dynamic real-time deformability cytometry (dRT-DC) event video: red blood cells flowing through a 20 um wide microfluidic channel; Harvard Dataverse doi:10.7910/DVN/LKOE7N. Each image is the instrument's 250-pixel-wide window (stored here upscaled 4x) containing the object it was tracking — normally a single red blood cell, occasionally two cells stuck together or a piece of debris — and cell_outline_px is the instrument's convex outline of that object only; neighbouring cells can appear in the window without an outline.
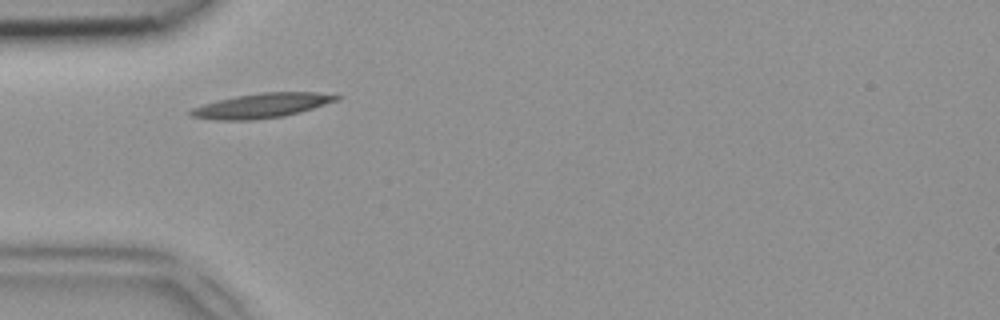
{"species": "common noctule bat (a hibernating species)", "species_latin": "Nyctalus noctula", "temperature_condition": "room temperature", "stored_images_in_passage": 39, "camera_frame_rate_fps": 3000, "um_per_image_px": 0.085, "animal": {"sex": "female", "body_mass_g": 18.4}, "frame": {"image": 1, "passage_image": 6, "time_ms": 1.667, "image_size_px": [1000, 320], "cell_outline_px": [[340, 100], [300, 112], [284, 116], [252, 120], [212, 120], [192, 116], [188, 112], [192, 108], [216, 100], [236, 96], [260, 92], [316, 92], [340, 96]], "centroid_in_image_um": [22.25, 8.98], "position_along_channel_um": 62.8, "area_um2": 20.92}}
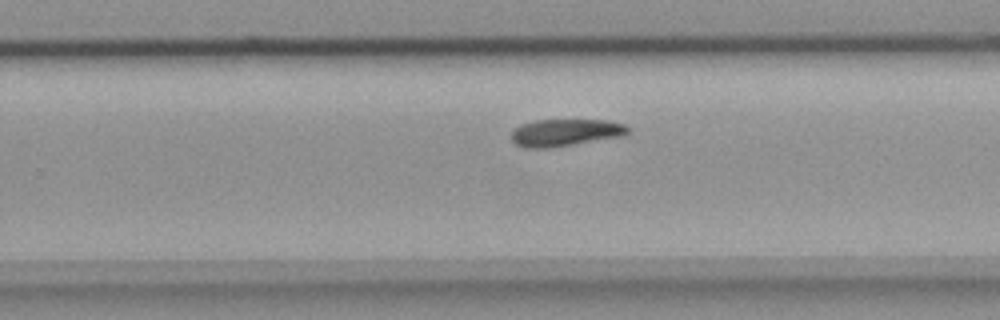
{"frame": {"image": 2, "passage_image": 22, "time_ms": 7.0, "image_size_px": [1000, 320], "cell_outline_px": [[628, 132], [624, 136], [552, 148], [524, 148], [516, 144], [512, 140], [512, 132], [520, 124], [532, 120], [608, 120], [624, 124], [628, 128]], "centroid_in_image_um": [48.05, 11.27], "position_along_channel_um": 281.8, "area_um2": 18.61}}
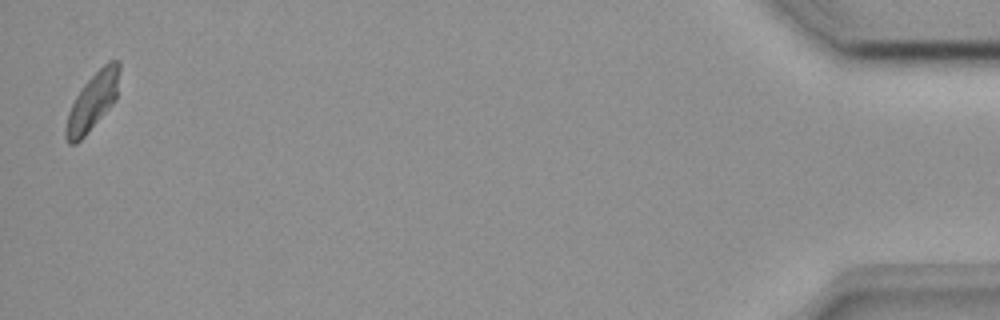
{"frame": {"image": 3, "passage_image": 39, "time_ms": 12.667, "image_size_px": [1000, 320], "cell_outline_px": [[120, 68], [116, 100], [84, 136], [76, 144], [68, 144], [64, 136], [64, 128], [68, 112], [76, 96], [84, 84], [108, 60], [120, 60]], "centroid_in_image_um": [7.86, 8.64], "position_along_channel_um": 427.3, "area_um2": 17.8}}